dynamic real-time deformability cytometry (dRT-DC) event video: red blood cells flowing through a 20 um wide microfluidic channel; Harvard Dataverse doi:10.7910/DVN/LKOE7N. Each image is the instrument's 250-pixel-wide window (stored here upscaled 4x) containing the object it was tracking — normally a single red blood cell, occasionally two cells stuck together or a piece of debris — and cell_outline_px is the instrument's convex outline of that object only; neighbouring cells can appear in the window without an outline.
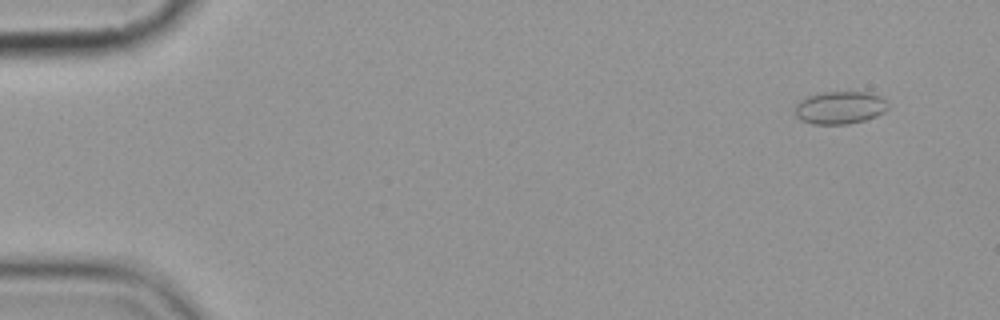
{"species": "common noctule bat (a hibernating species)", "species_latin": "Nyctalus noctula", "temperature_condition": "cold", "stored_images_in_passage": 6, "segment_of_instrument_passage": [1, 2], "camera_frame_rate_fps": 3000, "um_per_image_px": 0.085, "animal": {"sex": "female", "body_mass_g": 19.9}, "frame": {"image": 1, "passage_image": 2, "time_ms": 1.0, "image_size_px": [1000, 320], "cell_outline_px": [[888, 108], [884, 112], [876, 116], [864, 120], [848, 124], [812, 124], [800, 120], [796, 116], [796, 104], [800, 100], [808, 96], [824, 92], [868, 92], [880, 96], [888, 104]], "centroid_in_image_um": [71.39, 9.15], "position_along_channel_um": 13.6, "area_um2": 17.69}}